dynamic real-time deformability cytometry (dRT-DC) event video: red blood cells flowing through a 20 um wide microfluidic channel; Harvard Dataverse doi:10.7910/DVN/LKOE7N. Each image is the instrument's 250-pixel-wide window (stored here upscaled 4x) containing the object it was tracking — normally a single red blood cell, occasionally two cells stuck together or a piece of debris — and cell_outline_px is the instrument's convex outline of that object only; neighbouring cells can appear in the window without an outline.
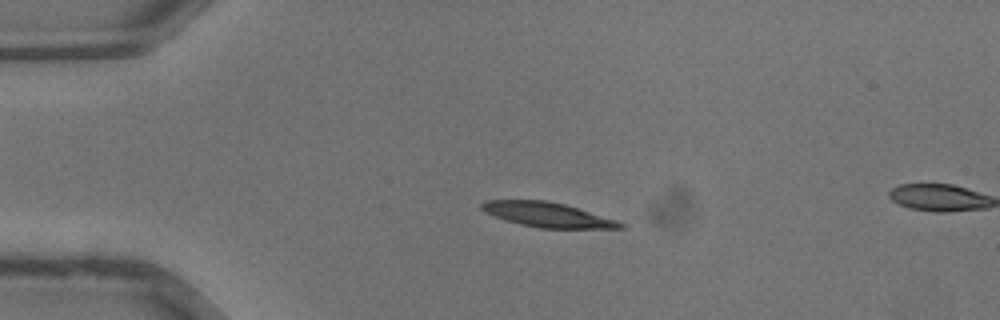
{"species": "common noctule bat (a hibernating species)", "species_latin": "Nyctalus noctula", "temperature_condition": "warm", "stored_images_in_passage": 7, "camera_frame_rate_fps": 3000, "um_per_image_px": 0.085, "animal": {"sex": "male", "body_mass_g": 13.3}, "frame": {"image": 1, "passage_image": 5, "time_ms": 1.333, "image_size_px": [1000, 320], "cell_outline_px": [[624, 228], [540, 228], [520, 224], [496, 216], [480, 208], [480, 204], [484, 200], [548, 200], [564, 204], [616, 220], [624, 224]], "centroid_in_image_um": [46.53, 18.24], "position_along_channel_um": 38.5, "area_um2": 19.54}}